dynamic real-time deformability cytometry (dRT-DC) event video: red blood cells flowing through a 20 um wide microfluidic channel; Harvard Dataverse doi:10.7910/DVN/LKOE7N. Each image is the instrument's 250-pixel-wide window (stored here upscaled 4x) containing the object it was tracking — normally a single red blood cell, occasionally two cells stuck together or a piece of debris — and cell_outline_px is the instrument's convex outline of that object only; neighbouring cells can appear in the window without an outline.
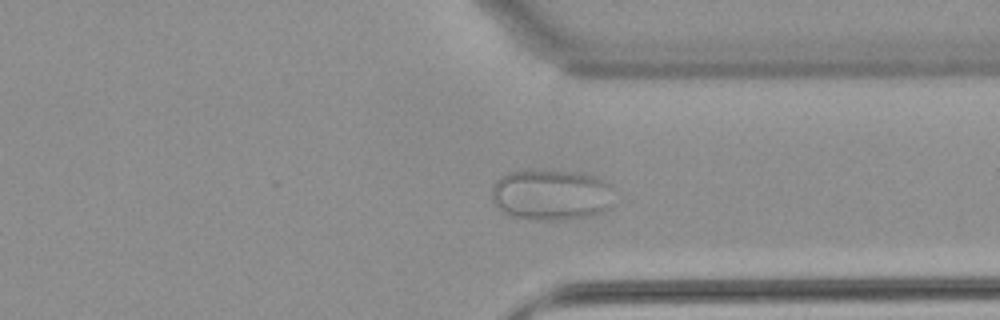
{"species": "common noctule bat (a hibernating species)", "species_latin": "Nyctalus noctula", "temperature_condition": "warm", "stored_images_in_passage": 52, "camera_frame_rate_fps": 3000, "um_per_image_px": 0.085, "animal": {"sex": "female", "body_mass_g": 22.7, "forearm_length_mm": 54.2}, "frame": {"image": 1, "passage_image": 40, "time_ms": 13.0, "image_size_px": [1000, 320], "cell_outline_px": [[612, 188], [608, 208], [604, 212], [588, 216], [564, 220], [540, 220], [516, 216], [504, 212], [492, 200], [492, 184], [500, 176], [508, 172], [532, 168], [544, 168], [584, 172], [596, 176], [612, 184]], "centroid_in_image_um": [46.85, 16.49], "position_along_channel_um": 364.6, "area_um2": 37.17}}